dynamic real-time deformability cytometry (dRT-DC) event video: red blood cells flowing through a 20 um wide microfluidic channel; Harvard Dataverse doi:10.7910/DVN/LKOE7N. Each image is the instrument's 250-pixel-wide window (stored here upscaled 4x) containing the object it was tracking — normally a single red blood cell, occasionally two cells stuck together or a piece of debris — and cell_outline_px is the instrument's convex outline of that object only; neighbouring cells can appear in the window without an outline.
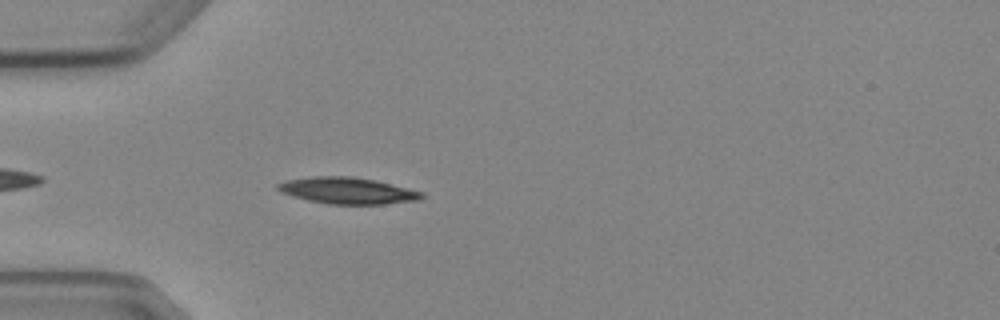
{"species": "Egyptian fruit bat (a non-hibernating species)", "species_latin": "Rousettus aegyptiacus", "temperature_condition": "cold", "stored_images_in_passage": 4, "camera_frame_rate_fps": 3000, "um_per_image_px": 0.085, "animal": {"sex": "female"}, "frame": {"image": 1, "passage_image": 4, "time_ms": 4.333, "image_size_px": [1000, 320], "cell_outline_px": [[424, 196], [420, 200], [384, 204], [328, 204], [308, 200], [292, 196], [280, 192], [276, 188], [276, 184], [284, 180], [312, 176], [352, 176], [376, 180], [424, 192]], "centroid_in_image_um": [29.52, 16.2], "position_along_channel_um": 55.5, "area_um2": 22.43}}